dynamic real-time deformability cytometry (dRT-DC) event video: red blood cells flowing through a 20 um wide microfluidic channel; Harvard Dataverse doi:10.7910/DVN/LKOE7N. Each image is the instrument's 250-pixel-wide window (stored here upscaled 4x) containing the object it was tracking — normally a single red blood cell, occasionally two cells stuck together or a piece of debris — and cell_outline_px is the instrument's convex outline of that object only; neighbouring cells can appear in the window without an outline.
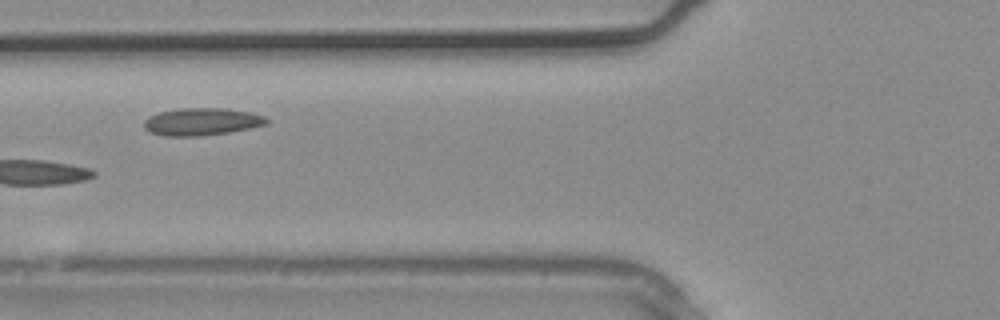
{"species": "common noctule bat (a hibernating species)", "species_latin": "Nyctalus noctula", "temperature_condition": "warm", "stored_images_in_passage": 3, "camera_frame_rate_fps": 3000, "um_per_image_px": 0.085, "animal": {"sex": "male", "body_mass_g": 20.4}, "frame": {"image": 1, "passage_image": 3, "time_ms": 0.667, "image_size_px": [1000, 320], "cell_outline_px": [[268, 124], [252, 128], [204, 136], [164, 136], [148, 132], [144, 128], [144, 120], [148, 116], [160, 112], [180, 108], [224, 108], [252, 112], [264, 116], [268, 120]], "centroid_in_image_um": [17.14, 10.35], "position_along_channel_um": 108.7, "area_um2": 19.83}}